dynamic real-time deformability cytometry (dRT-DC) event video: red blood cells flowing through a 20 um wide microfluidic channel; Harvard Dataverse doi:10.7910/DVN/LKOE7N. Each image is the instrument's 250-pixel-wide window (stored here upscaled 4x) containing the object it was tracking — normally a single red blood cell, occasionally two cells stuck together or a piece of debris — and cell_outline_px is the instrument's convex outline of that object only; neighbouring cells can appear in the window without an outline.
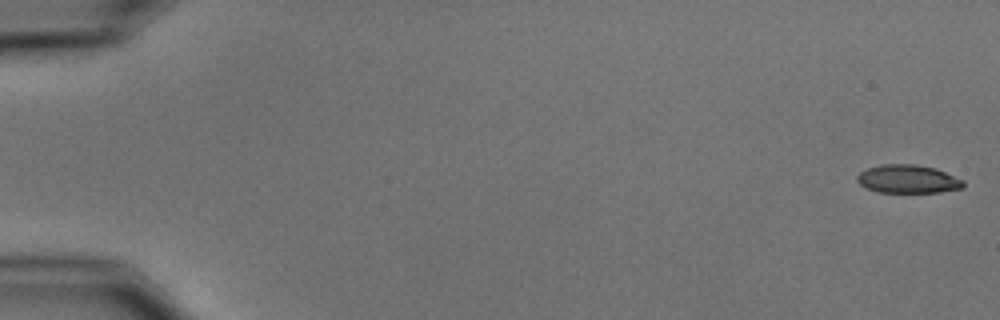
{"species": "common noctule bat (a hibernating species)", "species_latin": "Nyctalus noctula", "temperature_condition": "cold", "stored_images_in_passage": 54, "camera_frame_rate_fps": 3000, "um_per_image_px": 0.085, "animal": {"sex": "male", "body_mass_g": 15.6}, "frame": {"image": 1, "passage_image": 1, "time_ms": 0.0, "image_size_px": [1000, 320], "cell_outline_px": [[964, 188], [940, 192], [876, 192], [860, 184], [856, 180], [856, 176], [860, 172], [868, 168], [880, 164], [916, 164], [936, 168], [964, 180]], "centroid_in_image_um": [77.18, 15.21], "position_along_channel_um": 7.8, "area_um2": 17.63}}
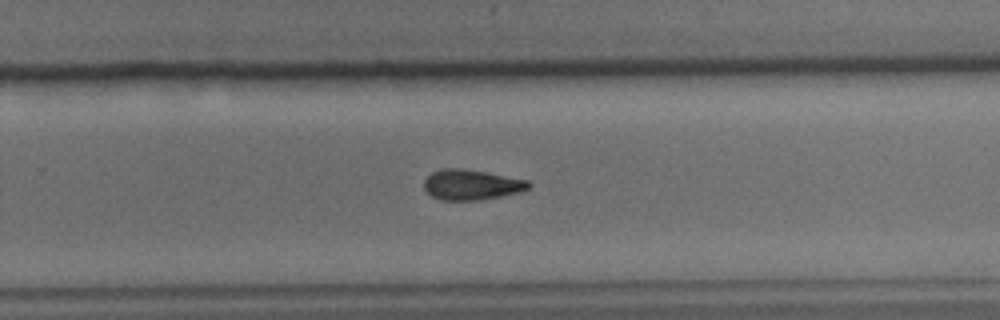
{"frame": {"image": 2, "passage_image": 36, "time_ms": 11.667, "image_size_px": [1000, 320], "cell_outline_px": [[532, 184], [528, 188], [520, 192], [480, 200], [440, 200], [432, 196], [424, 188], [424, 180], [432, 172], [440, 168], [460, 168], [488, 172], [528, 180]], "centroid_in_image_um": [40.07, 15.69], "position_along_channel_um": 289.7, "area_um2": 18.55}}
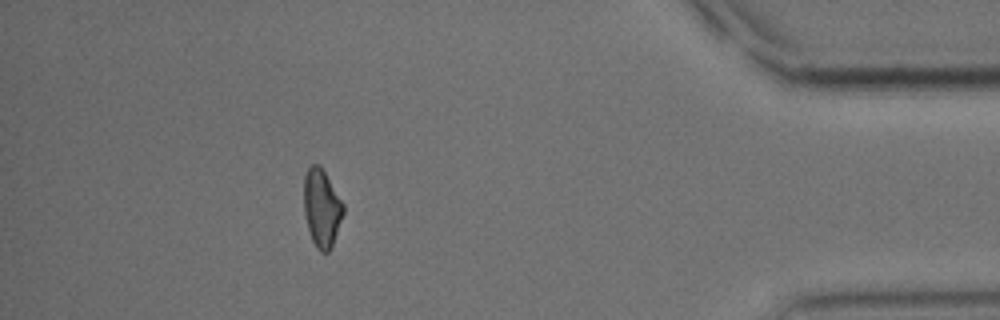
{"frame": {"image": 3, "passage_image": 49, "time_ms": 16.0, "image_size_px": [1000, 320], "cell_outline_px": [[344, 212], [332, 248], [328, 252], [320, 252], [316, 248], [312, 240], [308, 228], [304, 212], [304, 176], [308, 168], [312, 164], [320, 164], [344, 204]], "centroid_in_image_um": [27.35, 17.69], "position_along_channel_um": 407.8, "area_um2": 17.98}, "authors_computed_cell_mechanics": {"area_um2": 18.3804, "velocity_mm_per_s": 3.7427, "shape_relaxation_time_tau1_ms": 8.333, "shape_relaxation_time_tau2_ms": 7.7203, "deformation_change_tau1": 0.1913, "deformation_change_tau2": 0.1619}}